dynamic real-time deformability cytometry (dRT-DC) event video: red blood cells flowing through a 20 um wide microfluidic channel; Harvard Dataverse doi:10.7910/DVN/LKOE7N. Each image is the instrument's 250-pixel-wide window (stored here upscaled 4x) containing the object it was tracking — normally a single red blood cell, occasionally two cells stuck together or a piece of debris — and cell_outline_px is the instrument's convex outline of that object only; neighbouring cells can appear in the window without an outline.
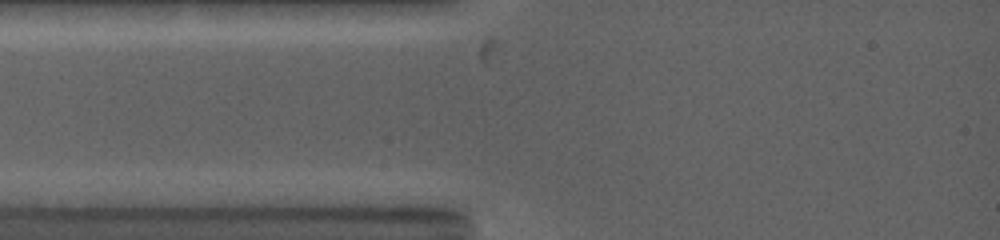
{"species": "common noctule bat (a hibernating species)", "species_latin": "Nyctalus noctula", "temperature_condition": "warm", "stored_images_in_passage": 3, "camera_frame_rate_fps": 5000, "um_per_image_px": 0.085, "animal": {"sex": "female", "body_mass_g": 19.0, "forearm_length_mm": 53.3}, "frame": {"image": 1, "passage_image": 2, "time_ms": 0.2, "image_size_px": [1000, 240], "cell_outline_px": [[428, 160], [416, 168], [344, 168], [284, 164], [276, 160], [288, 156], [416, 156]], "centroid_in_image_um": [30.24, 13.74], "position_along_channel_um": 54.8, "area_um2": 11.27}}